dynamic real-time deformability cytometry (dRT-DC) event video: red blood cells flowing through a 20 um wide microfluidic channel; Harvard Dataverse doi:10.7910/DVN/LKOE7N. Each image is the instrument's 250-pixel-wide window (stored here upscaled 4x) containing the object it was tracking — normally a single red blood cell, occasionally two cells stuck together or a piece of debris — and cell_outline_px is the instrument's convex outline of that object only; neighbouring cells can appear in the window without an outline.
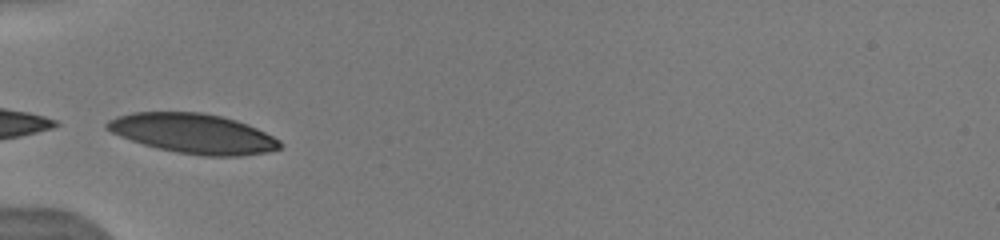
{"species": "human", "species_latin": "Homo sapiens", "temperature_condition": "warm", "stored_images_in_passage": 4, "camera_frame_rate_fps": 3000, "um_per_image_px": 0.085, "donor": {"sex": "male"}, "frame": {"image": 1, "passage_image": 3, "time_ms": 2.333, "image_size_px": [1000, 240], "cell_outline_px": [[280, 148], [268, 152], [240, 156], [204, 156], [176, 152], [156, 148], [120, 136], [104, 128], [104, 124], [108, 120], [116, 116], [132, 112], [204, 112], [236, 120], [248, 124], [280, 140]], "centroid_in_image_um": [16.4, 11.34], "position_along_channel_um": 68.6, "area_um2": 40.06}}